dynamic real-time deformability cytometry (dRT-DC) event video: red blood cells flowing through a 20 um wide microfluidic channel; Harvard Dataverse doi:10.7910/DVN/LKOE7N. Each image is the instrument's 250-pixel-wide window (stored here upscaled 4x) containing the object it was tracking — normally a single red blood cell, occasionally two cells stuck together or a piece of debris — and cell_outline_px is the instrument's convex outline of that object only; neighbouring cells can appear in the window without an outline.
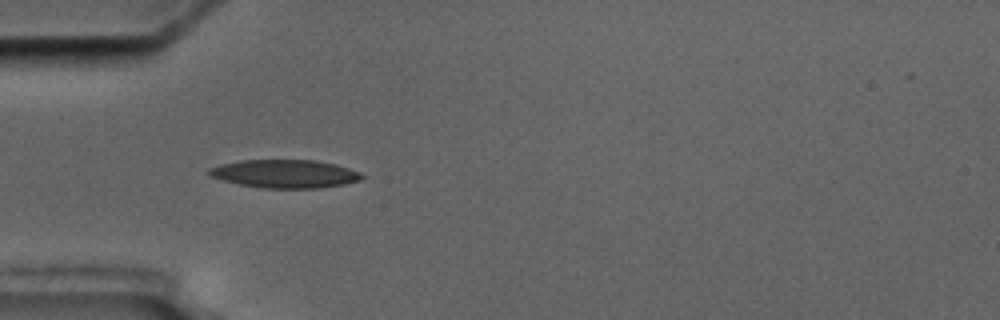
{"species": "common noctule bat (a hibernating species)", "species_latin": "Nyctalus noctula", "temperature_condition": "cold", "stored_images_in_passage": 8, "camera_frame_rate_fps": 3000, "um_per_image_px": 0.085, "animal": {"sex": "male", "body_mass_g": 17.5, "forearm_length_mm": 52.3}, "frame": {"image": 1, "passage_image": 6, "time_ms": 5.667, "image_size_px": [1000, 320], "cell_outline_px": [[364, 176], [360, 180], [344, 184], [320, 188], [260, 188], [240, 184], [208, 176], [208, 168], [220, 164], [240, 160], [316, 160], [336, 164], [360, 172]], "centroid_in_image_um": [24.2, 14.77], "position_along_channel_um": 60.8, "area_um2": 25.2}}
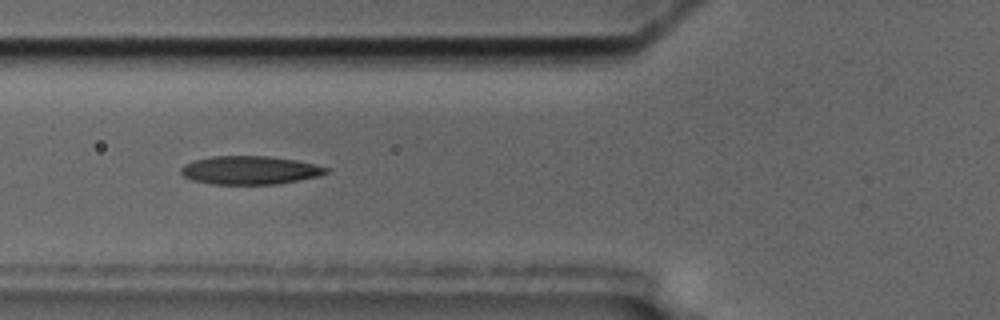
{"frame": {"image": 2, "passage_image": 7, "time_ms": 7.0, "image_size_px": [1000, 320], "cell_outline_px": [[328, 172], [320, 176], [276, 184], [212, 184], [196, 180], [184, 176], [180, 172], [180, 168], [184, 164], [196, 160], [212, 156], [268, 156], [296, 160], [316, 164], [328, 168]], "centroid_in_image_um": [21.27, 14.46], "position_along_channel_um": 104.5, "area_um2": 23.87}}